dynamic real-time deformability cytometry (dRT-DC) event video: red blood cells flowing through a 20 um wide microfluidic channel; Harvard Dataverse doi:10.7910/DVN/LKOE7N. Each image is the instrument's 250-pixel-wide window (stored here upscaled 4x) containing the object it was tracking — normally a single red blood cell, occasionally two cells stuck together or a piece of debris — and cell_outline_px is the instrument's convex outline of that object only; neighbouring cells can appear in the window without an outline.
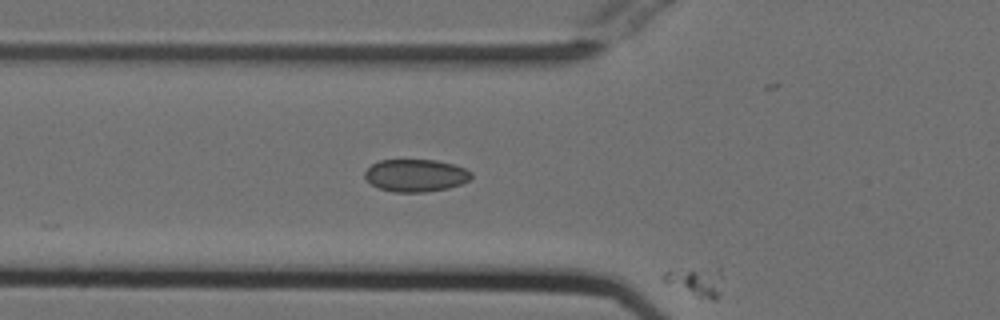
{"species": "Egyptian fruit bat (a non-hibernating species)", "species_latin": "Rousettus aegyptiacus", "temperature_condition": "cold", "stored_images_in_passage": 13, "segment_of_instrument_passage": [2, 2], "camera_frame_rate_fps": 3000, "um_per_image_px": 0.085, "animal": {"sex": "female"}, "frame": {"image": 1, "passage_image": 13, "time_ms": 4.0, "image_size_px": [1000, 320], "cell_outline_px": [[720, 292], [716, 300], [700, 300], [664, 284], [660, 280], [660, 276], [664, 272], [720, 264]], "centroid_in_image_um": [59.12, 23.94], "position_along_channel_um": 66.7, "area_um2": 10.98}}